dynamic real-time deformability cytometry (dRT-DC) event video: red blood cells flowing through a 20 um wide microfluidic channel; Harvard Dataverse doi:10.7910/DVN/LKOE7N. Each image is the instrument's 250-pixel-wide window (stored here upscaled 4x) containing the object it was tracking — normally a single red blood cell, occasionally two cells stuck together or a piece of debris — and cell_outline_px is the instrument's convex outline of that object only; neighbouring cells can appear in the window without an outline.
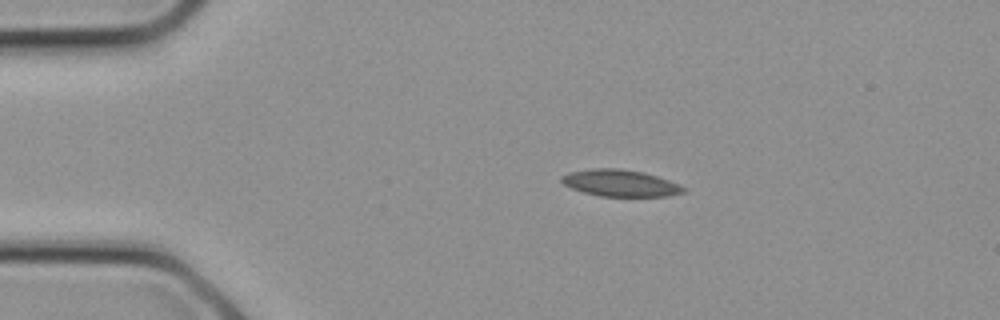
{"species": "common noctule bat (a hibernating species)", "species_latin": "Nyctalus noctula", "temperature_condition": "cold", "stored_images_in_passage": 16, "camera_frame_rate_fps": 3000, "um_per_image_px": 0.085, "animal": {"sex": "female", "body_mass_g": 21.9}, "frame": {"image": 1, "passage_image": 4, "time_ms": 1.0, "image_size_px": [1000, 320], "cell_outline_px": [[688, 188], [684, 192], [668, 196], [600, 196], [584, 192], [572, 188], [564, 184], [560, 180], [560, 176], [568, 172], [592, 168], [620, 168], [644, 172], [680, 184]], "centroid_in_image_um": [52.72, 15.55], "position_along_channel_um": 32.3, "area_um2": 19.07}}
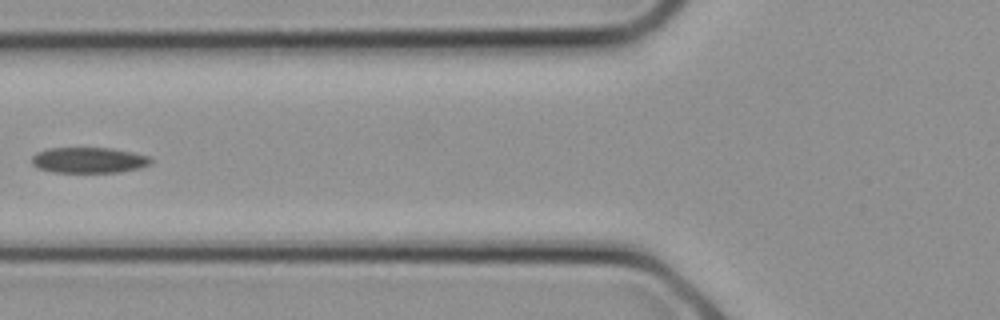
{"frame": {"image": 2, "passage_image": 9, "time_ms": 2.667, "image_size_px": [1000, 320], "cell_outline_px": [[152, 160], [148, 164], [140, 168], [120, 172], [52, 172], [36, 168], [32, 164], [32, 156], [36, 152], [48, 148], [112, 148], [132, 152], [148, 156]], "centroid_in_image_um": [7.5, 13.61], "position_along_channel_um": 118.3, "area_um2": 17.86}}
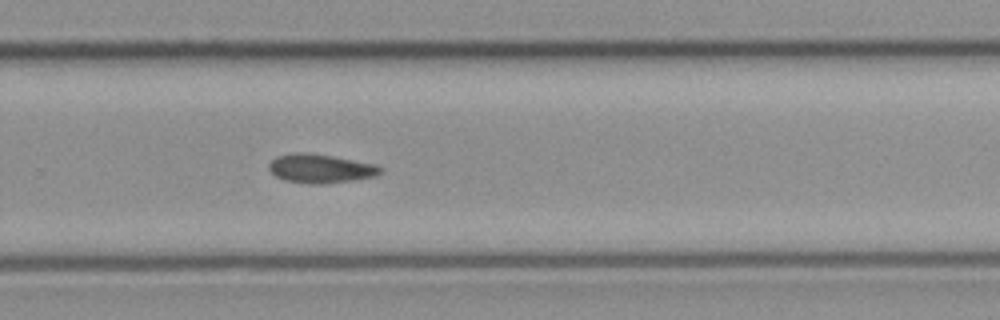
{"frame": {"image": 3, "passage_image": 16, "time_ms": 5.0, "image_size_px": [1000, 320], "cell_outline_px": [[384, 168], [376, 176], [356, 180], [324, 184], [312, 184], [284, 180], [276, 176], [268, 168], [268, 164], [276, 156], [296, 152], [304, 152], [332, 156], [376, 164]], "centroid_in_image_um": [27.26, 14.33], "position_along_channel_um": 302.5, "area_um2": 18.84}}